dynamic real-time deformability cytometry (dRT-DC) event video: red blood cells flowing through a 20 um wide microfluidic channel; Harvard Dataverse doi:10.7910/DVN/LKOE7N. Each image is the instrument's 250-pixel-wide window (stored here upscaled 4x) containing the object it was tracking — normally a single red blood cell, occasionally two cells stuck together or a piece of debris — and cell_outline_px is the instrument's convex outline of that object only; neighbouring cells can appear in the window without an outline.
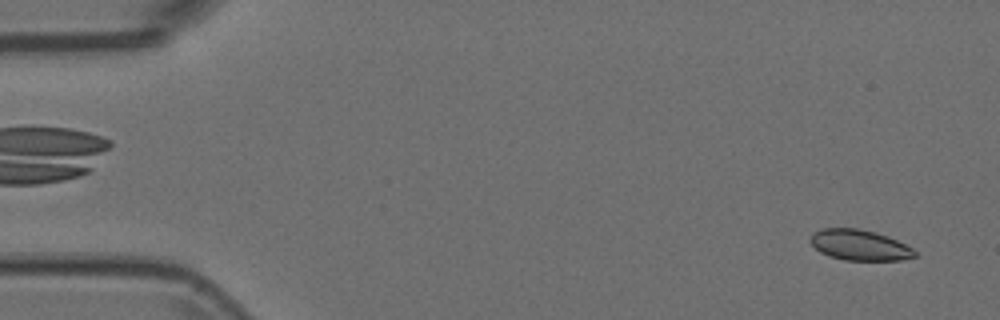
{"species": "Egyptian fruit bat (a non-hibernating species)", "species_latin": "Rousettus aegyptiacus", "temperature_condition": "room temperature", "stored_images_in_passage": 14, "camera_frame_rate_fps": 3000, "um_per_image_px": 0.085, "animal": {"sex": "female"}, "frame": {"image": 1, "passage_image": 2, "time_ms": 0.333, "image_size_px": [1000, 320], "cell_outline_px": [[916, 256], [900, 260], [844, 260], [828, 256], [820, 252], [808, 240], [812, 232], [824, 228], [856, 228], [872, 232], [896, 240], [912, 248], [916, 252]], "centroid_in_image_um": [73.0, 20.84], "position_along_channel_um": 12.0, "area_um2": 18.44}}
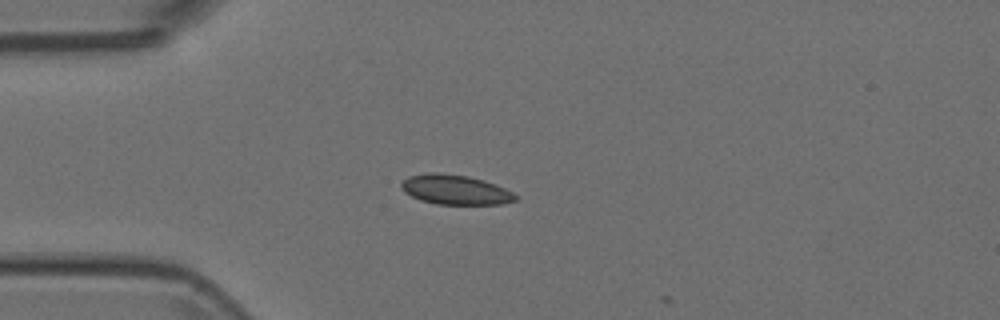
{"frame": {"image": 2, "passage_image": 13, "time_ms": 4.0, "image_size_px": [1000, 320], "cell_outline_px": [[516, 200], [500, 204], [436, 204], [420, 200], [404, 192], [400, 188], [400, 184], [408, 176], [428, 172], [440, 172], [468, 176], [484, 180], [504, 188], [512, 192], [516, 196]], "centroid_in_image_um": [38.65, 16.11], "position_along_channel_um": 46.4, "area_um2": 19.77}}